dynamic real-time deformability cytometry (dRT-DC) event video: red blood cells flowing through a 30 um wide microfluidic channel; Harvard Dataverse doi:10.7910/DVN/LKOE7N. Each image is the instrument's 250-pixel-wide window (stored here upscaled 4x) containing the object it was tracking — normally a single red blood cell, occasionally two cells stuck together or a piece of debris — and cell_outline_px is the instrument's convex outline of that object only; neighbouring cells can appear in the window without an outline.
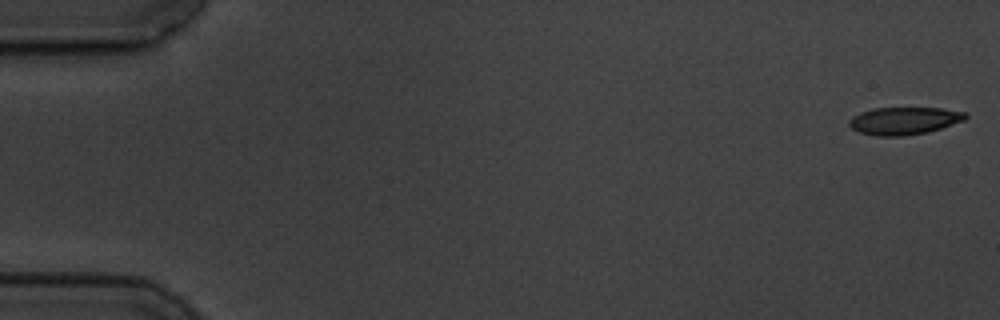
{"species": "common noctule bat (a hibernating species)", "species_latin": "Nyctalus noctula", "temperature_condition": "cold", "stored_images_in_passage": 6, "camera_frame_rate_fps": 3000, "um_per_image_px": 0.085, "animal": {"sex": "male", "body_mass_g": 19.5, "forearm_length_mm": 54.6}, "frame": {"image": 1, "passage_image": 1, "time_ms": 0.0, "image_size_px": [1000, 320], "cell_outline_px": [[968, 116], [964, 120], [928, 132], [904, 136], [876, 136], [860, 132], [852, 128], [848, 124], [848, 120], [852, 116], [860, 112], [872, 108], [940, 108], [968, 112]], "centroid_in_image_um": [76.84, 10.26], "position_along_channel_um": 8.2, "area_um2": 18.73}}